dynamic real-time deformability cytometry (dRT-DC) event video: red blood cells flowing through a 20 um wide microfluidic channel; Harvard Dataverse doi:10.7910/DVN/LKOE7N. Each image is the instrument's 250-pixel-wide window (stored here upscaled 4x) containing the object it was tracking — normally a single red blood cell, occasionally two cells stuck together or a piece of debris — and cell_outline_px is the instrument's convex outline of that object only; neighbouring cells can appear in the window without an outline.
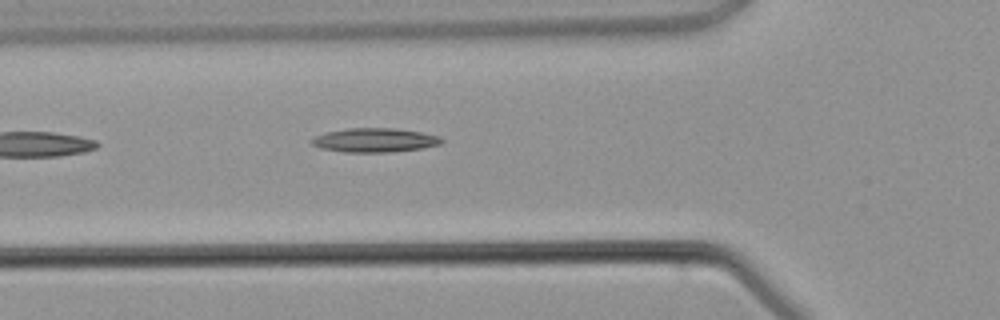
{"species": "common noctule bat (a hibernating species)", "species_latin": "Nyctalus noctula", "temperature_condition": "warm", "stored_images_in_passage": 2, "camera_frame_rate_fps": 3000, "um_per_image_px": 0.085, "animal": {"sex": "male", "body_mass_g": 21.5, "forearm_length_mm": 52.0}, "frame": {"image": 1, "passage_image": 2, "time_ms": 1.333, "image_size_px": [1000, 320], "cell_outline_px": [[444, 140], [440, 144], [420, 148], [392, 152], [344, 152], [320, 148], [312, 144], [308, 140], [316, 136], [328, 132], [348, 128], [392, 128], [420, 132], [440, 136]], "centroid_in_image_um": [31.83, 11.91], "position_along_channel_um": 94.0, "area_um2": 18.09}}